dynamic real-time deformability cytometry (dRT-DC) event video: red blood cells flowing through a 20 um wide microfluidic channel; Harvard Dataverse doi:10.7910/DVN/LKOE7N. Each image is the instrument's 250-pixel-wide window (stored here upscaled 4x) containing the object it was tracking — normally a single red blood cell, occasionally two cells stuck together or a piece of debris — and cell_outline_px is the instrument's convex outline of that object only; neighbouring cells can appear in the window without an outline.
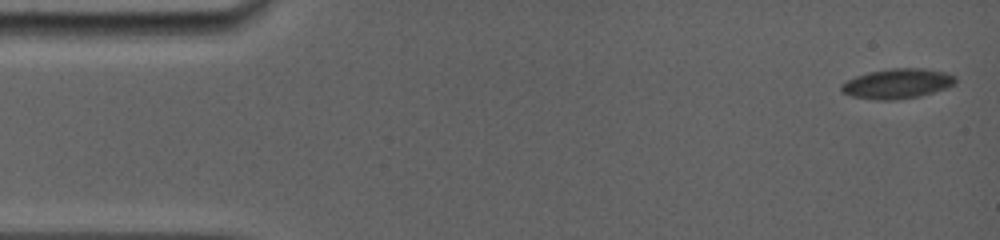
{"species": "common noctule bat (a hibernating species)", "species_latin": "Nyctalus noctula", "temperature_condition": "room temperature", "stored_images_in_passage": 51, "camera_frame_rate_fps": 5000, "um_per_image_px": 0.085, "animal": {"sex": "female", "body_mass_g": 19.0, "forearm_length_mm": 56.7}, "frame": {"image": 1, "passage_image": 1, "time_ms": 0.0, "image_size_px": [1000, 240], "cell_outline_px": [[956, 80], [952, 84], [944, 88], [920, 96], [896, 100], [876, 100], [852, 96], [840, 92], [840, 84], [856, 76], [868, 72], [892, 68], [924, 68], [944, 72], [956, 76]], "centroid_in_image_um": [76.22, 7.11], "position_along_channel_um": 8.8, "area_um2": 19.83}}
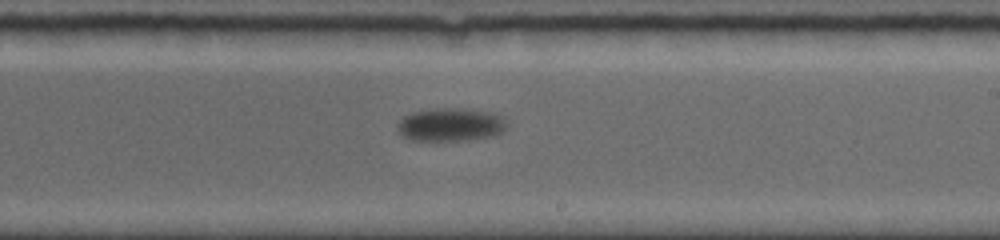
{"frame": {"image": 2, "passage_image": 30, "time_ms": 10.2, "image_size_px": [1000, 240], "cell_outline_px": [[508, 124], [500, 132], [492, 136], [464, 140], [412, 140], [400, 136], [396, 128], [400, 120], [404, 116], [412, 112], [436, 108], [464, 108], [492, 112], [504, 116]], "centroid_in_image_um": [38.29, 10.58], "position_along_channel_um": 250.7, "area_um2": 21.33}}
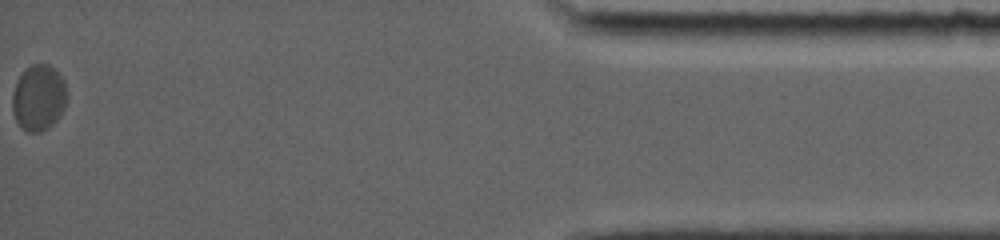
{"frame": {"image": 3, "passage_image": 51, "time_ms": 17.4, "image_size_px": [1000, 240], "cell_outline_px": [[64, 108], [60, 116], [48, 128], [40, 132], [28, 132], [20, 128], [16, 120], [12, 108], [12, 96], [16, 84], [20, 76], [32, 64], [48, 64], [64, 80]], "centroid_in_image_um": [3.25, 8.35], "position_along_channel_um": 431.9, "area_um2": 20.46}, "authors_computed_cell_mechanics": {"area_um2": 20.8658, "velocity_mm_per_s": 3.5653, "shape_relaxation_time_tau1_ms": 1.6825, "shape_relaxation_time_tau2_ms": null, "deformation_change_tau1": 0.0343, "deformation_change_tau2": null}}